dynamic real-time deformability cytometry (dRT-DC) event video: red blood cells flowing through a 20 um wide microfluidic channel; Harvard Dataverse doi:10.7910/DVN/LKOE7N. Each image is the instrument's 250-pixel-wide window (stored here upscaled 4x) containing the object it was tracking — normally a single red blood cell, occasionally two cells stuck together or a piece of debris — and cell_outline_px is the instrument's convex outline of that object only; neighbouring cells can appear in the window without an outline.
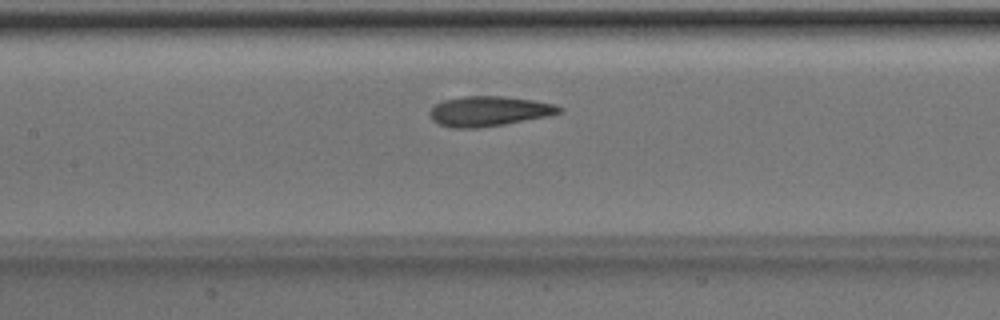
{"species": "Egyptian fruit bat (a non-hibernating species)", "species_latin": "Rousettus aegyptiacus", "temperature_condition": "room temperature", "stored_images_in_passage": 41, "camera_frame_rate_fps": 3000, "um_per_image_px": 0.085, "animal": {"sex": "male"}, "frame": {"image": 1, "passage_image": 14, "time_ms": 4.333, "image_size_px": [1000, 320], "cell_outline_px": [[564, 112], [548, 116], [504, 124], [476, 128], [452, 128], [440, 124], [432, 120], [428, 112], [436, 104], [444, 100], [460, 96], [504, 96], [532, 100], [556, 104], [564, 108]], "centroid_in_image_um": [41.58, 9.44], "position_along_channel_um": 165.8, "area_um2": 22.72}}
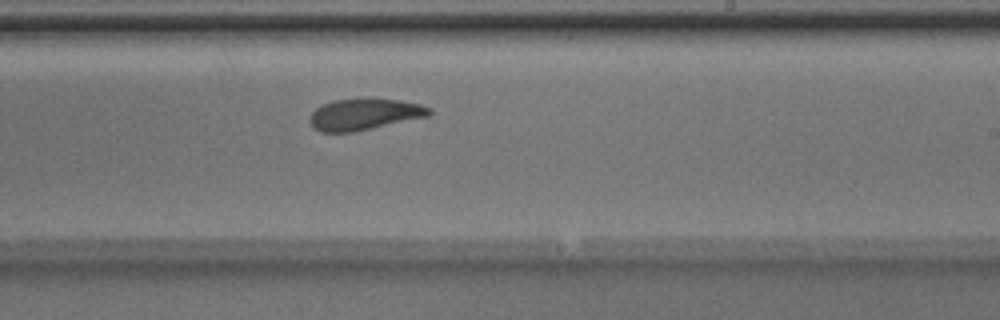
{"frame": {"image": 2, "passage_image": 21, "time_ms": 6.667, "image_size_px": [1000, 320], "cell_outline_px": [[432, 116], [352, 132], [320, 132], [308, 120], [312, 112], [316, 108], [332, 100], [400, 100], [420, 104], [432, 108]], "centroid_in_image_um": [31.02, 9.73], "position_along_channel_um": 258.0, "area_um2": 21.5}}
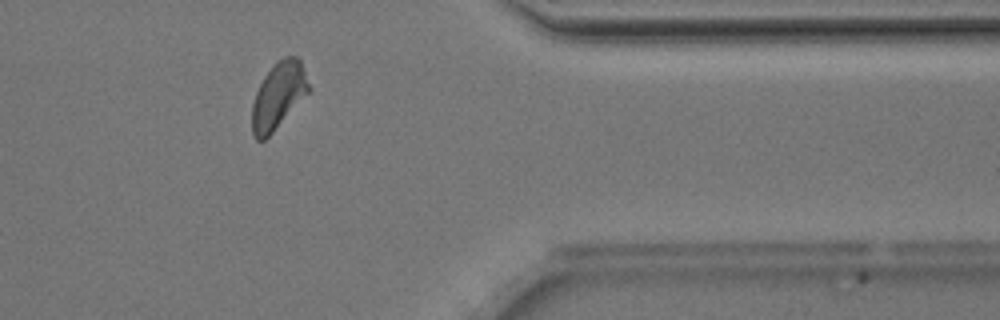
{"frame": {"image": 3, "passage_image": 32, "time_ms": 10.333, "image_size_px": [1000, 320], "cell_outline_px": [[312, 88], [272, 132], [264, 140], [256, 140], [252, 136], [252, 104], [256, 92], [264, 76], [276, 60], [284, 56], [296, 56], [300, 60]], "centroid_in_image_um": [23.66, 8.1], "position_along_channel_um": 387.7, "area_um2": 21.85}, "authors_computed_cell_mechanics": {"area_um2": 22.3108, "velocity_mm_per_s": 3.9831, "shape_relaxation_time_tau1_ms": 3.0047, "shape_relaxation_time_tau2_ms": 1.4345, "deformation_change_tau1": 0.1092, "deformation_change_tau2": 0.0687}}